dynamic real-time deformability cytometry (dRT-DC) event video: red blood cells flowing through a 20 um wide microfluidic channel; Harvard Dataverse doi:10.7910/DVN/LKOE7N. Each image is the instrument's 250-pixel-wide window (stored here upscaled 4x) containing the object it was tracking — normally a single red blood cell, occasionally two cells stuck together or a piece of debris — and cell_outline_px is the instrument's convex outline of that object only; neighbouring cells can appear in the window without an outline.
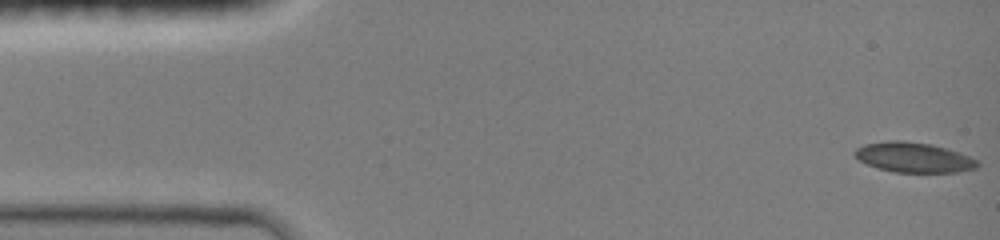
{"species": "common noctule bat (a hibernating species)", "species_latin": "Nyctalus noctula", "temperature_condition": "room temperature", "stored_images_in_passage": 48, "camera_frame_rate_fps": 3000, "um_per_image_px": 0.085, "animal": {"sex": "female", "body_mass_g": 19.0, "forearm_length_mm": 51.5}, "frame": {"image": 1, "passage_image": 1, "time_ms": 0.0, "image_size_px": [1000, 240], "cell_outline_px": [[980, 164], [976, 168], [956, 172], [892, 172], [876, 168], [860, 160], [852, 152], [856, 148], [864, 144], [888, 140], [904, 140], [932, 144], [948, 148], [960, 152], [976, 160]], "centroid_in_image_um": [77.65, 13.37], "position_along_channel_um": 7.4, "area_um2": 21.62}}
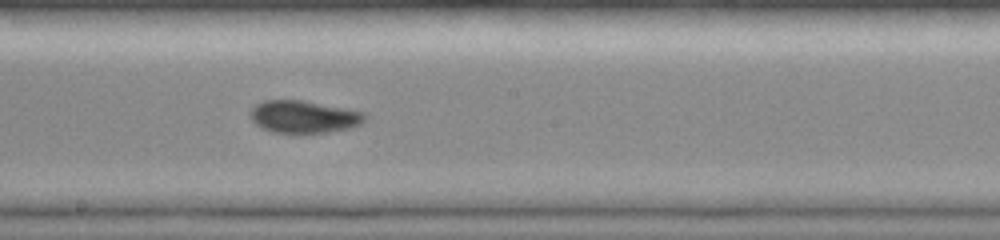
{"frame": {"image": 2, "passage_image": 26, "time_ms": 8.333, "image_size_px": [1000, 240], "cell_outline_px": [[368, 116], [360, 124], [352, 128], [328, 132], [272, 132], [256, 124], [252, 120], [248, 112], [256, 104], [264, 100], [304, 100], [364, 112]], "centroid_in_image_um": [25.83, 9.91], "position_along_channel_um": 222.4, "area_um2": 21.56}}
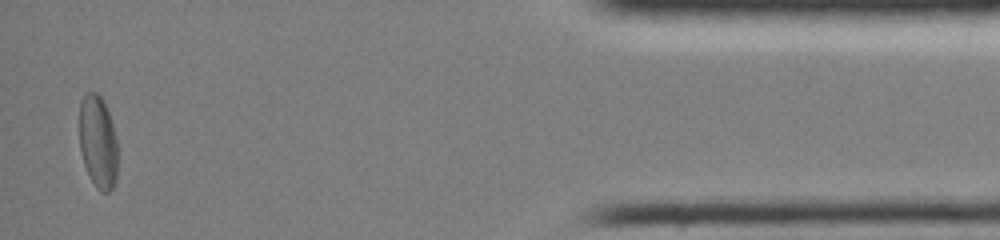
{"frame": {"image": 3, "passage_image": 46, "time_ms": 15.0, "image_size_px": [1000, 240], "cell_outline_px": [[116, 180], [112, 188], [108, 192], [100, 192], [96, 188], [84, 164], [80, 152], [80, 100], [84, 92], [96, 92], [104, 100], [116, 136]], "centroid_in_image_um": [8.31, 12.03], "position_along_channel_um": 426.9, "area_um2": 20.69}, "authors_computed_cell_mechanics": {"area_um2": 21.386, "velocity_mm_per_s": 4.026, "shape_relaxation_time_tau1_ms": null, "shape_relaxation_time_tau2_ms": 4.1533, "deformation_change_tau1": null, "deformation_change_tau2": 0.0629}}